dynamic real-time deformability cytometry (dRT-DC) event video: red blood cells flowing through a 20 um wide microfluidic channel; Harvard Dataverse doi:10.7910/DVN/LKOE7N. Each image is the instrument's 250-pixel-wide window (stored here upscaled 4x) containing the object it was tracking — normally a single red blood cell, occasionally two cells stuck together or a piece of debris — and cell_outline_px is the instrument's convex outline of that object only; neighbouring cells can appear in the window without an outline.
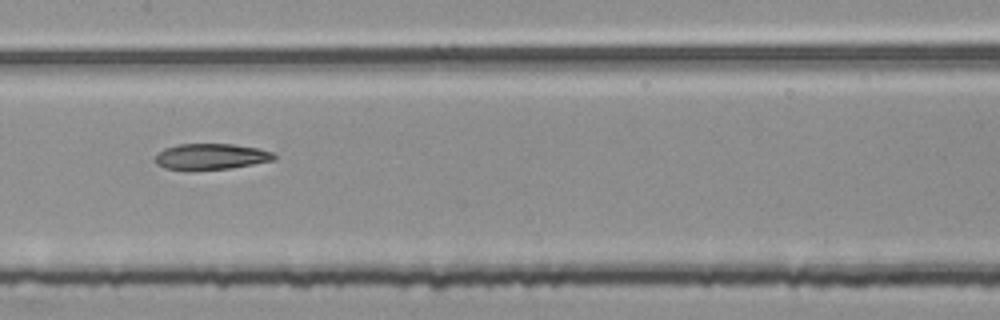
{"species": "common noctule bat (a hibernating species)", "species_latin": "Nyctalus noctula", "temperature_condition": "room temperature", "stored_images_in_passage": 54, "segment_of_instrument_passage": [2, 2], "camera_frame_rate_fps": 3000, "um_per_image_px": 0.085, "animal": {"sex": "female", "body_mass_g": 25.1}, "frame": {"image": 1, "passage_image": 27, "time_ms": 8.667, "image_size_px": [1000, 320], "cell_outline_px": [[276, 160], [232, 168], [192, 172], [188, 172], [164, 168], [156, 164], [152, 160], [156, 152], [164, 148], [176, 144], [232, 144], [260, 148], [272, 152], [276, 156]], "centroid_in_image_um": [17.85, 13.34], "position_along_channel_um": 189.5, "area_um2": 18.9}}
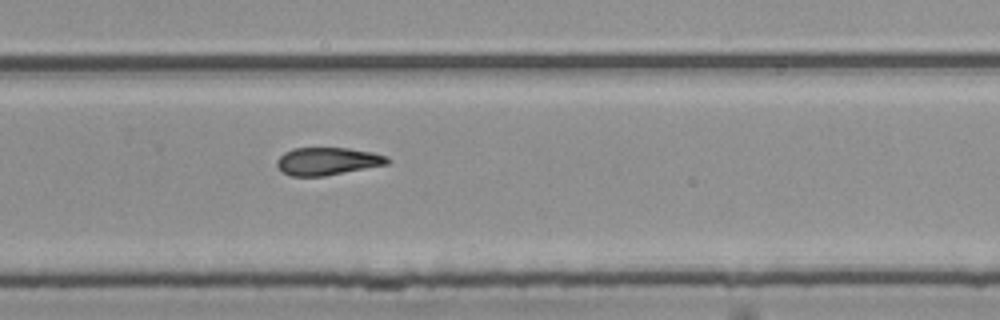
{"frame": {"image": 2, "passage_image": 36, "time_ms": 11.667, "image_size_px": [1000, 320], "cell_outline_px": [[392, 160], [388, 164], [324, 176], [292, 176], [280, 172], [276, 164], [276, 160], [284, 152], [292, 148], [348, 148], [372, 152], [388, 156]], "centroid_in_image_um": [27.82, 13.7], "position_along_channel_um": 302.0, "area_um2": 17.98}}
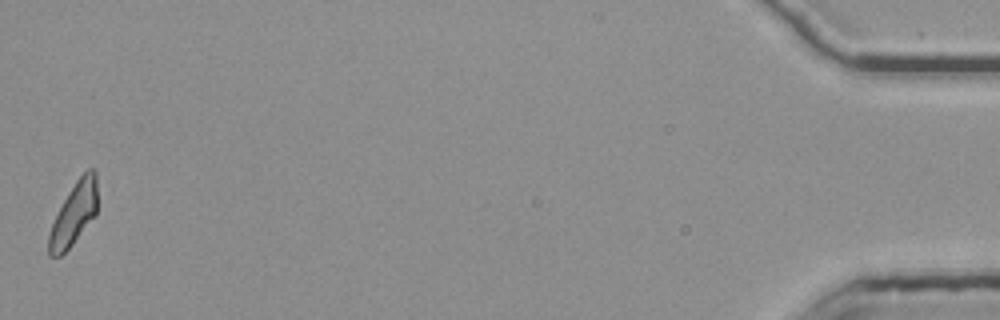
{"frame": {"image": 3, "passage_image": 54, "time_ms": 17.667, "image_size_px": [1000, 320], "cell_outline_px": [[96, 216], [72, 244], [60, 256], [48, 256], [48, 236], [52, 224], [68, 192], [76, 180], [88, 168], [92, 168], [96, 172]], "centroid_in_image_um": [6.28, 18.18], "position_along_channel_um": 428.9, "area_um2": 17.46}}